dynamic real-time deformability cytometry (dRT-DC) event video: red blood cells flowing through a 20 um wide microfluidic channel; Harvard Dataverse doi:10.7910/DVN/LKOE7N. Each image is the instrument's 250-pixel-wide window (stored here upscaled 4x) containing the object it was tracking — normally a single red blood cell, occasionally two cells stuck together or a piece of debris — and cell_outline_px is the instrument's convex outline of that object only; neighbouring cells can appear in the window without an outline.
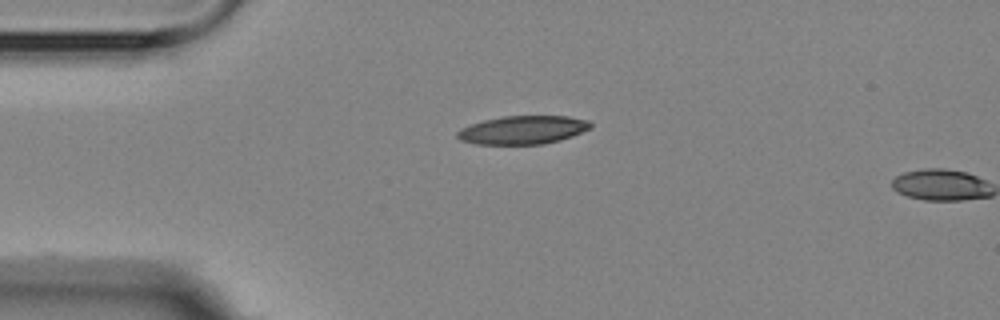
{"species": "Egyptian fruit bat (a non-hibernating species)", "species_latin": "Rousettus aegyptiacus", "temperature_condition": "room temperature", "stored_images_in_passage": 2, "camera_frame_rate_fps": 3000, "um_per_image_px": 0.085, "animal": {"sex": "female"}, "frame": {"image": 1, "passage_image": 1, "time_ms": 0.0, "image_size_px": [1000, 320], "cell_outline_px": [[592, 128], [572, 136], [560, 140], [544, 144], [476, 144], [460, 140], [456, 136], [456, 132], [460, 128], [484, 120], [504, 116], [568, 116], [588, 120], [592, 124]], "centroid_in_image_um": [44.45, 11.04], "position_along_channel_um": 40.6, "area_um2": 22.08}}